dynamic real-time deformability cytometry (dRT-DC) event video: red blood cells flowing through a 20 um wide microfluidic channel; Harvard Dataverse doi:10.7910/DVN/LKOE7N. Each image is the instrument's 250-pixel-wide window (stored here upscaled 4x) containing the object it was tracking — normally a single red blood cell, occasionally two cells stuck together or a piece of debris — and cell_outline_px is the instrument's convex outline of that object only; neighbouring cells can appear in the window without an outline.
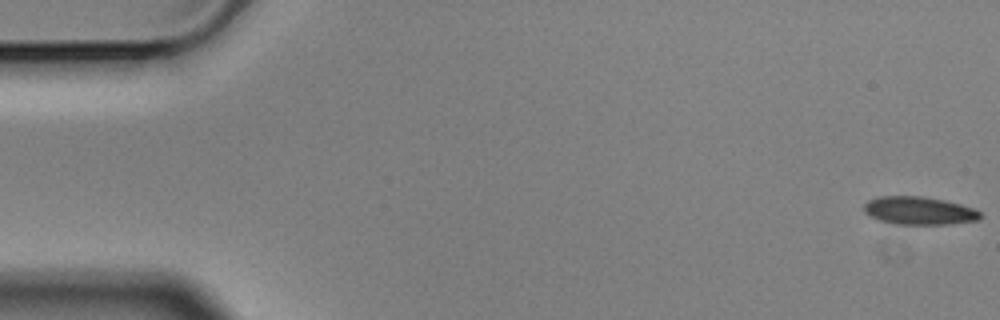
{"species": "Egyptian fruit bat (a non-hibernating species)", "species_latin": "Rousettus aegyptiacus", "temperature_condition": "cold", "stored_images_in_passage": 5, "camera_frame_rate_fps": 3000, "um_per_image_px": 0.085, "animal": {"sex": "male"}, "frame": {"image": 1, "passage_image": 1, "time_ms": 0.0, "image_size_px": [1000, 320], "cell_outline_px": [[980, 220], [948, 224], [896, 224], [880, 220], [864, 212], [864, 204], [868, 200], [880, 196], [920, 196], [944, 200], [960, 204], [972, 208], [980, 212]], "centroid_in_image_um": [78.12, 17.9], "position_along_channel_um": 6.9, "area_um2": 18.79}}
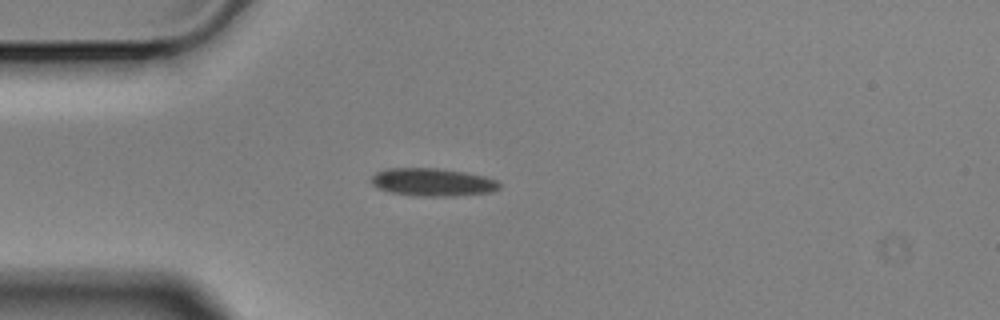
{"frame": {"image": 2, "passage_image": 5, "time_ms": 1.333, "image_size_px": [1000, 320], "cell_outline_px": [[500, 188], [492, 192], [452, 196], [416, 196], [388, 192], [376, 188], [368, 180], [376, 172], [384, 168], [436, 168], [464, 172], [484, 176], [496, 180], [500, 184]], "centroid_in_image_um": [36.71, 15.49], "position_along_channel_um": 48.3, "area_um2": 21.04}}